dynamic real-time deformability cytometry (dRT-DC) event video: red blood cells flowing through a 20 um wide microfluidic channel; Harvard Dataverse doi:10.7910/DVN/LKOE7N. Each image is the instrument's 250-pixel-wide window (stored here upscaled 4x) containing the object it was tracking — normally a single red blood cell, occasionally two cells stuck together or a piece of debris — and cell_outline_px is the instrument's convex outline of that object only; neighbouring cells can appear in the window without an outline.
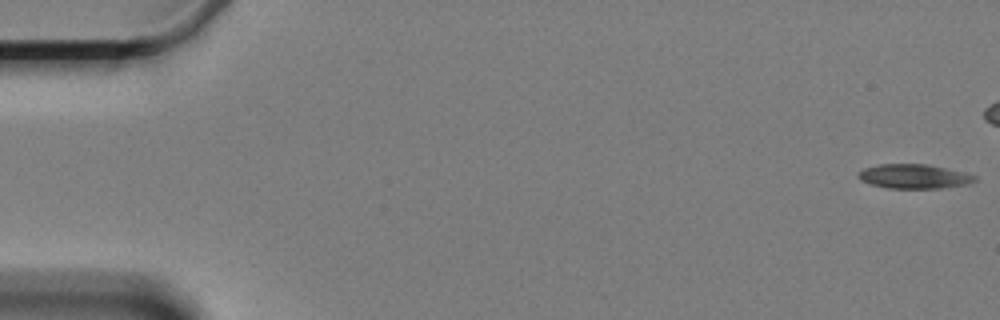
{"species": "Egyptian fruit bat (a non-hibernating species)", "species_latin": "Rousettus aegyptiacus", "temperature_condition": "cold", "stored_images_in_passage": 8, "camera_frame_rate_fps": 3000, "um_per_image_px": 0.085, "animal": {"sex": "female"}, "frame": {"image": 1, "passage_image": 1, "time_ms": 0.0, "image_size_px": [1000, 320], "cell_outline_px": [[976, 180], [968, 184], [940, 188], [888, 188], [872, 184], [860, 180], [856, 176], [856, 172], [864, 168], [876, 164], [928, 164], [964, 172], [976, 176]], "centroid_in_image_um": [77.65, 14.98], "position_along_channel_um": 7.4, "area_um2": 16.59}}